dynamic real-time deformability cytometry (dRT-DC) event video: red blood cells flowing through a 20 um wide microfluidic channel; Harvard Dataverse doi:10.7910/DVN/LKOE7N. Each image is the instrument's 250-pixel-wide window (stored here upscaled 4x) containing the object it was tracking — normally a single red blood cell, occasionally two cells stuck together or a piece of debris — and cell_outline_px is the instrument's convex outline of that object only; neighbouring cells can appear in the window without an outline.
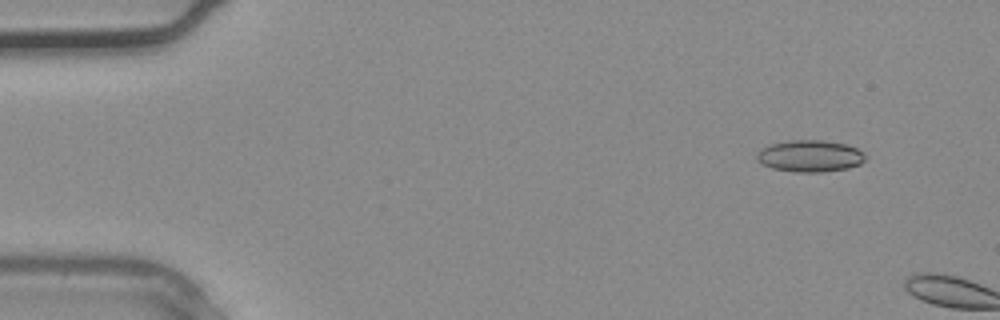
{"species": "common noctule bat (a hibernating species)", "species_latin": "Nyctalus noctula", "temperature_condition": "warm", "stored_images_in_passage": 2, "camera_frame_rate_fps": 3000, "um_per_image_px": 0.085, "animal": {"sex": "male", "body_mass_g": 20.4}, "frame": {"image": 1, "passage_image": 1, "time_ms": 0.0, "image_size_px": [1000, 320], "cell_outline_px": [[868, 156], [860, 164], [848, 168], [824, 172], [796, 172], [772, 168], [756, 160], [756, 156], [764, 148], [772, 144], [788, 140], [824, 140], [848, 144], [864, 152]], "centroid_in_image_um": [68.91, 13.26], "position_along_channel_um": 16.1, "area_um2": 20.11}}